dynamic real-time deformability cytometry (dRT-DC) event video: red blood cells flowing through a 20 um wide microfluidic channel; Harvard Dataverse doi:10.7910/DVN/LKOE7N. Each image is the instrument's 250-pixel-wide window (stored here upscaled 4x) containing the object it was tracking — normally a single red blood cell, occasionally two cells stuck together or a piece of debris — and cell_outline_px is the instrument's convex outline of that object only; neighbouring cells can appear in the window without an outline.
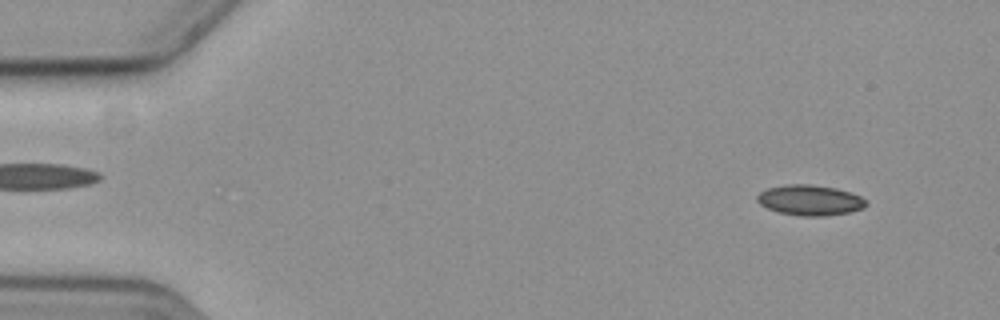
{"species": "common noctule bat (a hibernating species)", "species_latin": "Nyctalus noctula", "temperature_condition": "cold", "stored_images_in_passage": 17, "camera_frame_rate_fps": 3000, "um_per_image_px": 0.085, "animal": {"sex": "female", "body_mass_g": 19.3, "forearm_length_mm": 54.1}, "frame": {"image": 1, "passage_image": 5, "time_ms": 1.333, "image_size_px": [1000, 320], "cell_outline_px": [[868, 204], [864, 208], [848, 212], [824, 216], [804, 216], [780, 212], [768, 208], [760, 204], [756, 200], [756, 196], [764, 188], [788, 184], [812, 184], [836, 188], [860, 196], [868, 200]], "centroid_in_image_um": [68.84, 17.0], "position_along_channel_um": 16.2, "area_um2": 19.36}}
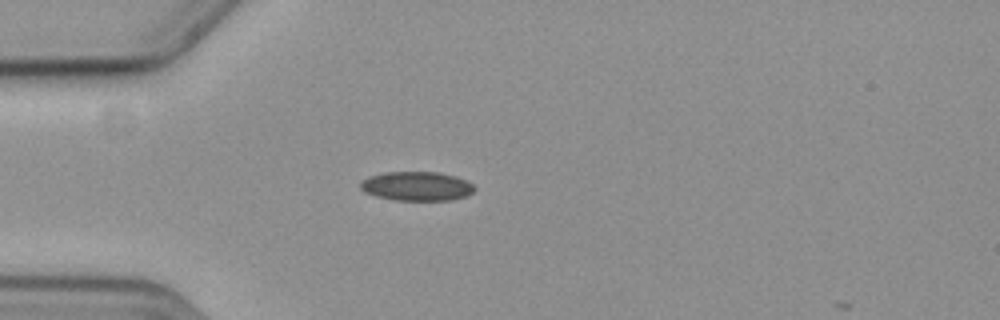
{"frame": {"image": 2, "passage_image": 16, "time_ms": 5.0, "image_size_px": [1000, 320], "cell_outline_px": [[476, 188], [468, 196], [452, 200], [392, 200], [376, 196], [364, 192], [360, 188], [360, 180], [368, 176], [384, 172], [440, 172], [456, 176], [472, 184]], "centroid_in_image_um": [35.4, 15.82], "position_along_channel_um": 49.6, "area_um2": 19.59}}